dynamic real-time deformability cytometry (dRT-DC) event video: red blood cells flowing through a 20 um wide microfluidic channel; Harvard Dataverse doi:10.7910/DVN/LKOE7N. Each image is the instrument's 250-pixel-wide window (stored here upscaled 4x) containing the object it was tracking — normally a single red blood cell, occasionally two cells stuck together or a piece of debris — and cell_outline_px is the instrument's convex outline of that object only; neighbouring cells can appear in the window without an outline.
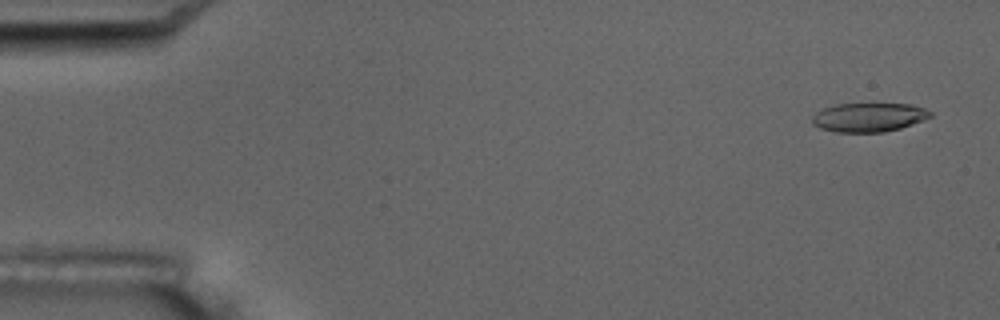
{"species": "common noctule bat (a hibernating species)", "species_latin": "Nyctalus noctula", "temperature_condition": "room temperature", "stored_images_in_passage": 5, "camera_frame_rate_fps": 3000, "um_per_image_px": 0.085, "animal": {"sex": "male", "body_mass_g": 17.5, "forearm_length_mm": 52.3}, "frame": {"image": 1, "passage_image": 1, "time_ms": 0.0, "image_size_px": [1000, 320], "cell_outline_px": [[932, 116], [924, 120], [900, 128], [884, 132], [836, 132], [820, 128], [812, 124], [812, 116], [816, 112], [824, 108], [836, 104], [912, 104], [924, 108], [932, 112]], "centroid_in_image_um": [73.85, 9.97], "position_along_channel_um": 11.2, "area_um2": 19.94}}